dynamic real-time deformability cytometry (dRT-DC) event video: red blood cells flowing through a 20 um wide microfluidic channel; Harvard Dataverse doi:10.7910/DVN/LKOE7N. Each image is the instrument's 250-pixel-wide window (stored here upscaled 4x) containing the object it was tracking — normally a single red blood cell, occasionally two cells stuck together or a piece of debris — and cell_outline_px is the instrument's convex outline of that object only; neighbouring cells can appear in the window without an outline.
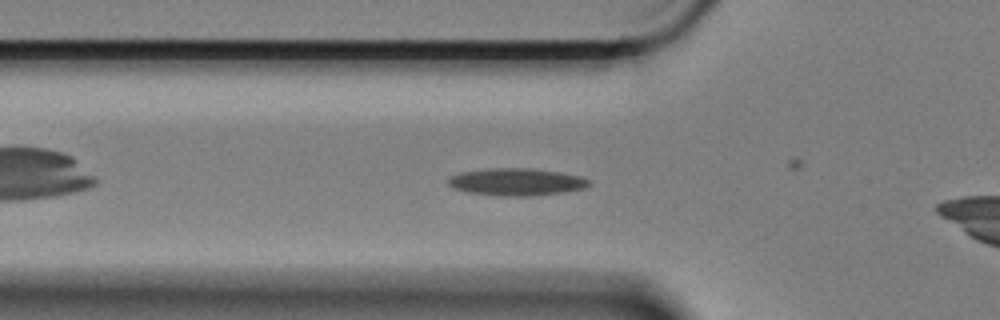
{"species": "Egyptian fruit bat (a non-hibernating species)", "species_latin": "Rousettus aegyptiacus", "temperature_condition": "cold", "stored_images_in_passage": 29, "camera_frame_rate_fps": 3000, "um_per_image_px": 0.085, "animal": {"sex": "female"}, "frame": {"image": 1, "passage_image": 2, "time_ms": 0.333, "image_size_px": [1000, 320], "cell_outline_px": [[592, 184], [584, 188], [564, 192], [532, 196], [496, 196], [468, 192], [452, 188], [448, 184], [448, 176], [460, 172], [488, 168], [532, 168], [560, 172], [580, 176], [592, 180]], "centroid_in_image_um": [43.89, 15.46], "position_along_channel_um": 81.9, "area_um2": 22.77}}
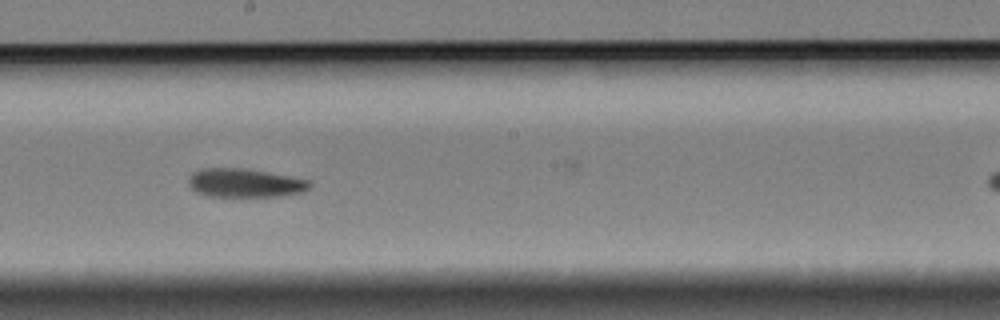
{"frame": {"image": 2, "passage_image": 15, "time_ms": 4.667, "image_size_px": [1000, 320], "cell_outline_px": [[312, 184], [304, 192], [276, 196], [208, 196], [196, 192], [188, 184], [188, 180], [192, 172], [200, 168], [244, 168], [268, 172], [308, 180]], "centroid_in_image_um": [20.78, 15.54], "position_along_channel_um": 227.4, "area_um2": 20.17}}
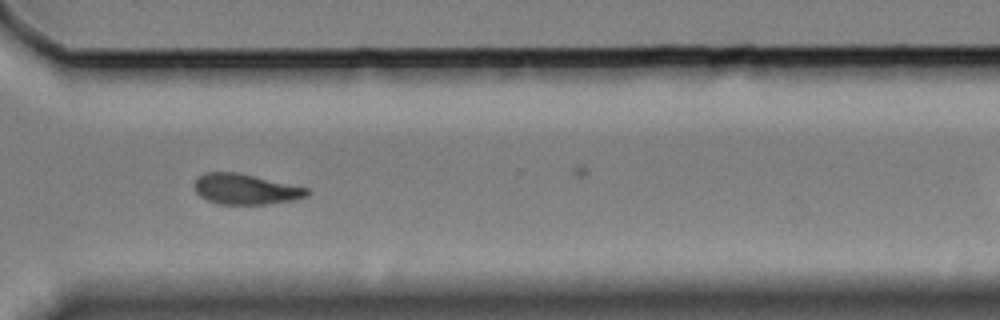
{"frame": {"image": 3, "passage_image": 26, "time_ms": 8.333, "image_size_px": [1000, 320], "cell_outline_px": [[312, 192], [308, 196], [296, 200], [264, 204], [220, 204], [208, 200], [200, 196], [196, 192], [196, 176], [204, 172], [236, 172], [308, 188]], "centroid_in_image_um": [20.9, 16.08], "position_along_channel_um": 349.7, "area_um2": 19.94}}